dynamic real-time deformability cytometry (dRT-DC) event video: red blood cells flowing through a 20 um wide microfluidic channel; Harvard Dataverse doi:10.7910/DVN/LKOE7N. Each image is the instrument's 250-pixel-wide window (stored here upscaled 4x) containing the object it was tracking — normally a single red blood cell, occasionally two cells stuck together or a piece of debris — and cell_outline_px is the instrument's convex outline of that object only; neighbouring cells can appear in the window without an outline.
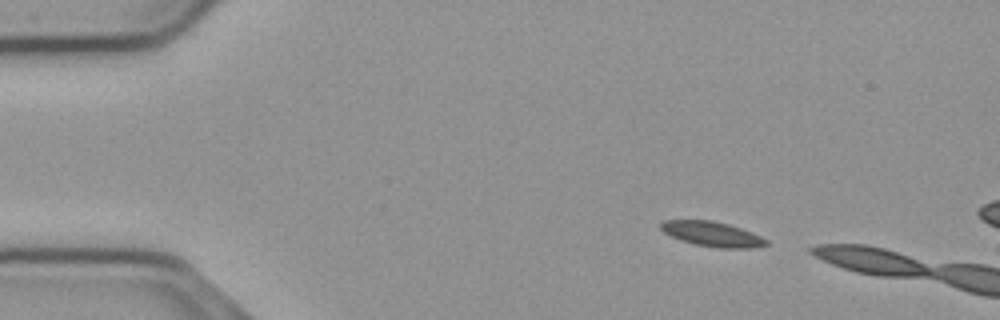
{"species": "common noctule bat (a hibernating species)", "species_latin": "Nyctalus noctula", "temperature_condition": "cold", "stored_images_in_passage": 4, "camera_frame_rate_fps": 3000, "um_per_image_px": 0.085, "animal": {"sex": "male", "body_mass_g": 23.1, "forearm_length_mm": 52.7}, "frame": {"image": 1, "passage_image": 1, "time_ms": 0.0, "image_size_px": [1000, 320], "cell_outline_px": [[768, 244], [756, 248], [716, 248], [696, 244], [680, 240], [664, 232], [660, 228], [660, 224], [664, 220], [712, 220], [728, 224], [740, 228], [760, 236], [768, 240]], "centroid_in_image_um": [60.54, 19.9], "position_along_channel_um": 24.5, "area_um2": 15.2}}